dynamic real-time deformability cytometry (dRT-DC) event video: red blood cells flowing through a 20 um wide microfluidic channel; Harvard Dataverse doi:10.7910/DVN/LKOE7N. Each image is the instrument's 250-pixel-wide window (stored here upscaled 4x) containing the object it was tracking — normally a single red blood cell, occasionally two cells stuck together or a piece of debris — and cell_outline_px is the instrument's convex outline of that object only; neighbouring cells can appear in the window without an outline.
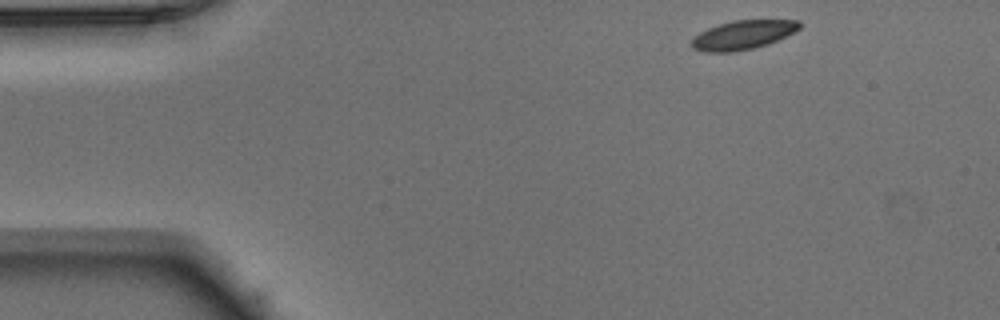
{"species": "Egyptian fruit bat (a non-hibernating species)", "species_latin": "Rousettus aegyptiacus", "temperature_condition": "warm", "stored_images_in_passage": 46, "camera_frame_rate_fps": 3000, "um_per_image_px": 0.085, "animal": {"sex": "male"}, "frame": {"image": 1, "passage_image": 1, "time_ms": 0.0, "image_size_px": [1000, 320], "cell_outline_px": [[804, 24], [800, 28], [768, 44], [752, 48], [732, 52], [704, 52], [692, 48], [688, 44], [700, 32], [708, 28], [732, 20], [800, 20]], "centroid_in_image_um": [63.13, 2.96], "position_along_channel_um": 21.9, "area_um2": 18.15}}
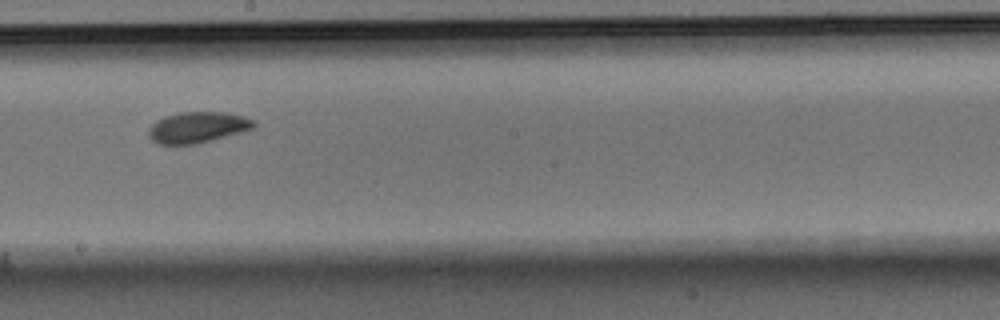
{"frame": {"image": 2, "passage_image": 23, "time_ms": 7.333, "image_size_px": [1000, 320], "cell_outline_px": [[256, 124], [252, 128], [240, 132], [196, 144], [156, 144], [148, 136], [148, 128], [156, 120], [164, 116], [180, 112], [228, 112], [244, 116], [256, 120]], "centroid_in_image_um": [16.77, 10.81], "position_along_channel_um": 231.4, "area_um2": 19.07}}
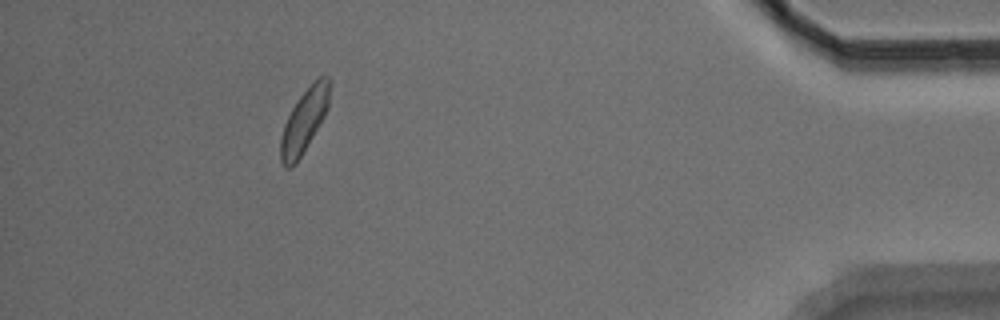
{"frame": {"image": 3, "passage_image": 41, "time_ms": 13.333, "image_size_px": [1000, 320], "cell_outline_px": [[332, 84], [328, 108], [324, 116], [296, 164], [292, 168], [284, 168], [280, 160], [280, 140], [284, 124], [292, 108], [300, 96], [320, 76], [328, 76], [332, 80]], "centroid_in_image_um": [25.87, 10.27], "position_along_channel_um": 409.3, "area_um2": 18.09}, "authors_computed_cell_mechanics": {"area_um2": 18.6116, "velocity_mm_per_s": 3.9126, "shape_relaxation_time_tau1_ms": 2.0396, "shape_relaxation_time_tau2_ms": 6.3699, "deformation_change_tau1": 0.0997, "deformation_change_tau2": 0.102}}